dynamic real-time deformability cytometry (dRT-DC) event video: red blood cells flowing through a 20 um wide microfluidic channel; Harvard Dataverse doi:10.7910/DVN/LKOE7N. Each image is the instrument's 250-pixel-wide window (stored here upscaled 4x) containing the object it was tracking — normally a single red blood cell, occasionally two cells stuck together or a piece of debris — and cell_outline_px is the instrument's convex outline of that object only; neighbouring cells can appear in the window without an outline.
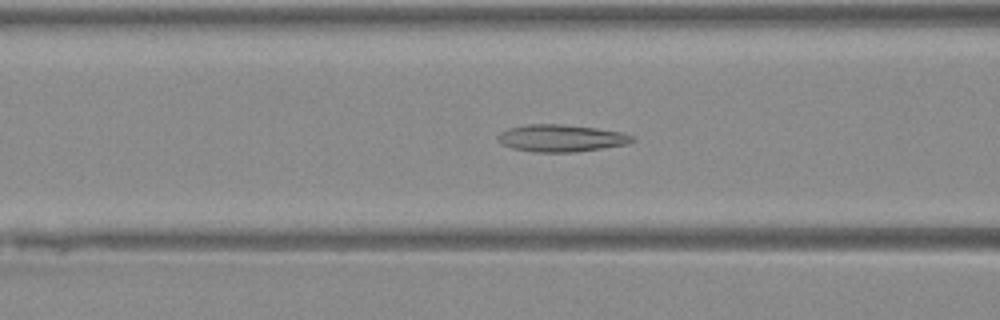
{"species": "Egyptian fruit bat (a non-hibernating species)", "species_latin": "Rousettus aegyptiacus", "temperature_condition": "warm", "stored_images_in_passage": 41, "camera_frame_rate_fps": 3000, "um_per_image_px": 0.085, "animal": {"sex": "female"}, "frame": {"image": 1, "passage_image": 11, "time_ms": 3.333, "image_size_px": [1000, 320], "cell_outline_px": [[636, 140], [628, 144], [576, 152], [536, 152], [512, 148], [500, 144], [496, 140], [496, 136], [500, 132], [508, 128], [528, 124], [560, 124], [596, 128], [620, 132], [632, 136]], "centroid_in_image_um": [47.65, 11.74], "position_along_channel_um": 119.0, "area_um2": 21.33}}
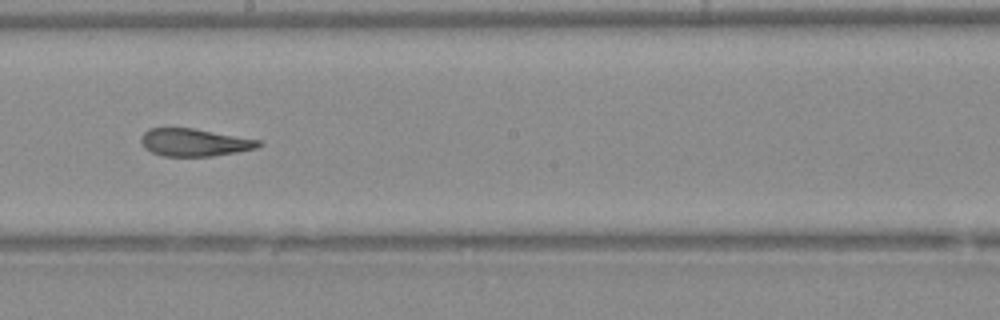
{"frame": {"image": 2, "passage_image": 19, "time_ms": 6.0, "image_size_px": [1000, 320], "cell_outline_px": [[264, 144], [256, 148], [236, 152], [212, 156], [164, 156], [152, 152], [144, 148], [140, 140], [140, 136], [148, 128], [192, 128], [260, 140]], "centroid_in_image_um": [16.5, 12.1], "position_along_channel_um": 231.7, "area_um2": 18.84}}
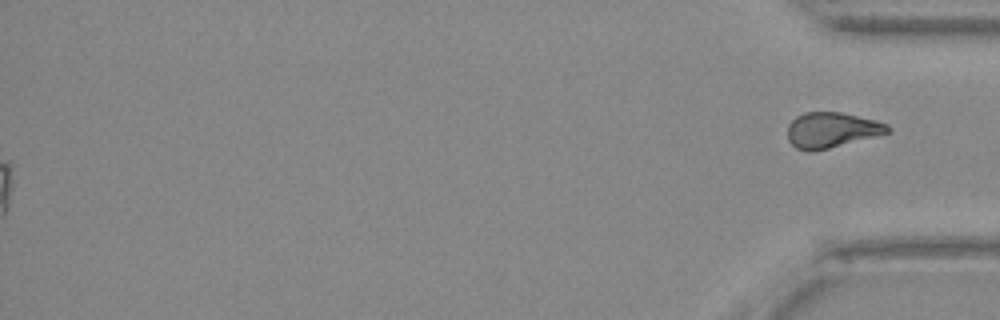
{"frame": {"image": 3, "passage_image": 41, "time_ms": 13.333, "image_size_px": [1000, 320], "cell_outline_px": [[892, 132], [812, 152], [808, 152], [796, 148], [788, 140], [788, 124], [796, 116], [804, 112], [840, 112], [876, 120], [888, 124], [892, 128]], "centroid_in_image_um": [70.7, 11.05], "position_along_channel_um": 364.5, "area_um2": 20.75}}